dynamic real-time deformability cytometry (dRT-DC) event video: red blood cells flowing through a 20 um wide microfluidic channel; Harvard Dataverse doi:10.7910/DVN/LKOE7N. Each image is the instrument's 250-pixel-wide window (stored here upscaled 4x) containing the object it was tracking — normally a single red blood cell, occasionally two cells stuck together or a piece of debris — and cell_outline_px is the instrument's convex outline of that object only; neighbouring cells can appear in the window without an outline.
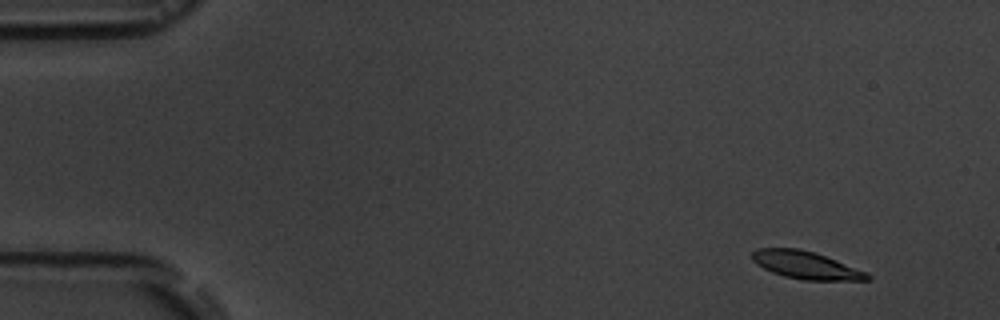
{"species": "common noctule bat (a hibernating species)", "species_latin": "Nyctalus noctula", "temperature_condition": "room temperature", "stored_images_in_passage": 5, "camera_frame_rate_fps": 3000, "um_per_image_px": 0.085, "animal": {"sex": "male", "body_mass_g": 19.5, "forearm_length_mm": 54.6}, "frame": {"image": 1, "passage_image": 2, "time_ms": 1.333, "image_size_px": [1000, 320], "cell_outline_px": [[872, 280], [804, 280], [784, 276], [772, 272], [756, 264], [752, 260], [752, 252], [756, 248], [796, 248], [812, 252], [836, 260], [868, 272], [872, 276]], "centroid_in_image_um": [68.51, 22.54], "position_along_channel_um": 16.5, "area_um2": 18.44}}
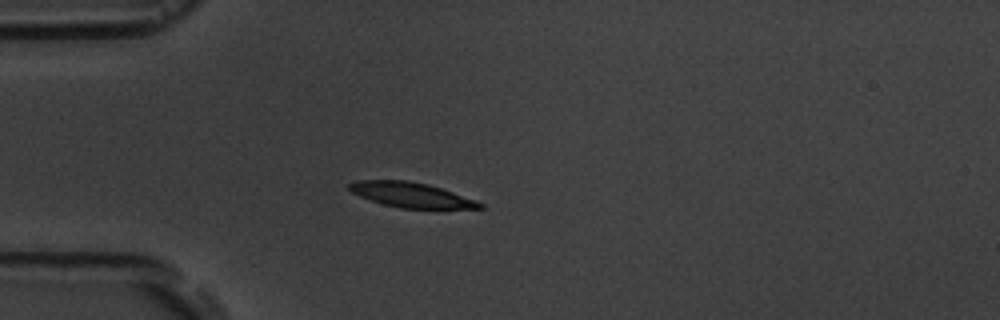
{"frame": {"image": 2, "passage_image": 5, "time_ms": 5.0, "image_size_px": [1000, 320], "cell_outline_px": [[484, 208], [400, 208], [384, 204], [360, 196], [352, 192], [348, 188], [348, 184], [356, 180], [408, 180], [428, 184], [476, 200], [484, 204]], "centroid_in_image_um": [34.93, 16.55], "position_along_channel_um": 50.1, "area_um2": 18.73}}